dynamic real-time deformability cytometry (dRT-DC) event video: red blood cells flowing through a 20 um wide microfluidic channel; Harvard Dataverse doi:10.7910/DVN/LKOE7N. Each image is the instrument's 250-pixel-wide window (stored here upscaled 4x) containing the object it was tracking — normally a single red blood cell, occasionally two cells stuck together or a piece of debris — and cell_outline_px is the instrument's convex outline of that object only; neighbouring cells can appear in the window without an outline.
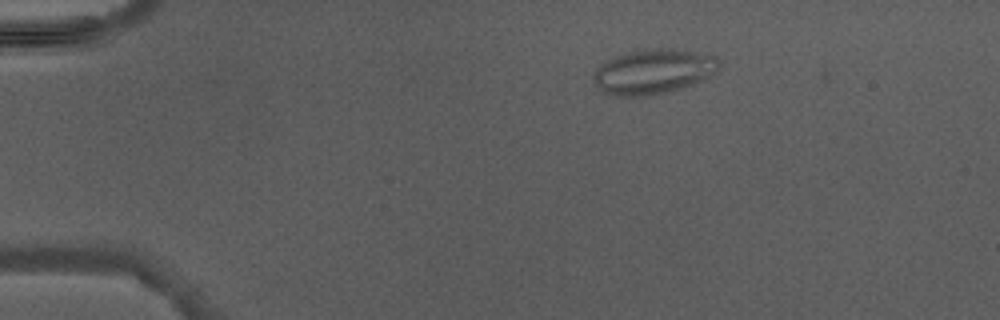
{"species": "Egyptian fruit bat (a non-hibernating species)", "species_latin": "Rousettus aegyptiacus", "temperature_condition": "warm", "stored_images_in_passage": 3, "camera_frame_rate_fps": 3000, "um_per_image_px": 0.085, "animal": {"sex": "male"}, "frame": {"image": 1, "passage_image": 1, "time_ms": 0.0, "image_size_px": [1000, 320], "cell_outline_px": [[720, 68], [716, 72], [704, 80], [668, 92], [648, 96], [612, 96], [600, 92], [592, 80], [592, 76], [596, 68], [600, 64], [624, 52], [644, 48], [668, 48], [696, 52], [716, 56], [720, 64]], "centroid_in_image_um": [55.5, 6.09], "position_along_channel_um": 29.5, "area_um2": 33.41}}